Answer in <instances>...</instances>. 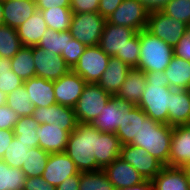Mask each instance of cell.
I'll return each instance as SVG.
<instances>
[{
    "instance_id": "6da1fadb",
    "label": "cell",
    "mask_w": 190,
    "mask_h": 190,
    "mask_svg": "<svg viewBox=\"0 0 190 190\" xmlns=\"http://www.w3.org/2000/svg\"><path fill=\"white\" fill-rule=\"evenodd\" d=\"M98 131L92 123H78L77 127L69 134L64 152L71 158L80 172L102 169L94 156Z\"/></svg>"
},
{
    "instance_id": "7a4b0ae2",
    "label": "cell",
    "mask_w": 190,
    "mask_h": 190,
    "mask_svg": "<svg viewBox=\"0 0 190 190\" xmlns=\"http://www.w3.org/2000/svg\"><path fill=\"white\" fill-rule=\"evenodd\" d=\"M173 127L146 116L140 119V129L131 145L142 147L164 166H168Z\"/></svg>"
},
{
    "instance_id": "3957f363",
    "label": "cell",
    "mask_w": 190,
    "mask_h": 190,
    "mask_svg": "<svg viewBox=\"0 0 190 190\" xmlns=\"http://www.w3.org/2000/svg\"><path fill=\"white\" fill-rule=\"evenodd\" d=\"M140 57L136 67L143 72L165 71L174 52L173 47L146 29L139 31Z\"/></svg>"
},
{
    "instance_id": "277c9868",
    "label": "cell",
    "mask_w": 190,
    "mask_h": 190,
    "mask_svg": "<svg viewBox=\"0 0 190 190\" xmlns=\"http://www.w3.org/2000/svg\"><path fill=\"white\" fill-rule=\"evenodd\" d=\"M111 97L97 83H87L74 107L78 123H92Z\"/></svg>"
},
{
    "instance_id": "5b68a950",
    "label": "cell",
    "mask_w": 190,
    "mask_h": 190,
    "mask_svg": "<svg viewBox=\"0 0 190 190\" xmlns=\"http://www.w3.org/2000/svg\"><path fill=\"white\" fill-rule=\"evenodd\" d=\"M172 90L170 87H161V84L146 83L145 90L137 106L152 120L168 124V108Z\"/></svg>"
},
{
    "instance_id": "8992f818",
    "label": "cell",
    "mask_w": 190,
    "mask_h": 190,
    "mask_svg": "<svg viewBox=\"0 0 190 190\" xmlns=\"http://www.w3.org/2000/svg\"><path fill=\"white\" fill-rule=\"evenodd\" d=\"M106 19L98 12L76 13L69 27L73 38L86 47L99 45Z\"/></svg>"
},
{
    "instance_id": "52a82bcc",
    "label": "cell",
    "mask_w": 190,
    "mask_h": 190,
    "mask_svg": "<svg viewBox=\"0 0 190 190\" xmlns=\"http://www.w3.org/2000/svg\"><path fill=\"white\" fill-rule=\"evenodd\" d=\"M186 27L184 22L156 10L149 13L146 30L174 47L185 34Z\"/></svg>"
},
{
    "instance_id": "ba28073f",
    "label": "cell",
    "mask_w": 190,
    "mask_h": 190,
    "mask_svg": "<svg viewBox=\"0 0 190 190\" xmlns=\"http://www.w3.org/2000/svg\"><path fill=\"white\" fill-rule=\"evenodd\" d=\"M110 56L96 46L86 47L78 63L72 69L81 76L86 83L95 84L99 81L108 66Z\"/></svg>"
},
{
    "instance_id": "9c48e42d",
    "label": "cell",
    "mask_w": 190,
    "mask_h": 190,
    "mask_svg": "<svg viewBox=\"0 0 190 190\" xmlns=\"http://www.w3.org/2000/svg\"><path fill=\"white\" fill-rule=\"evenodd\" d=\"M149 13L138 0H124L106 21L139 32L146 29Z\"/></svg>"
},
{
    "instance_id": "30bf717a",
    "label": "cell",
    "mask_w": 190,
    "mask_h": 190,
    "mask_svg": "<svg viewBox=\"0 0 190 190\" xmlns=\"http://www.w3.org/2000/svg\"><path fill=\"white\" fill-rule=\"evenodd\" d=\"M32 53L37 77L54 81L71 70L61 55L38 46H32Z\"/></svg>"
},
{
    "instance_id": "8fae6325",
    "label": "cell",
    "mask_w": 190,
    "mask_h": 190,
    "mask_svg": "<svg viewBox=\"0 0 190 190\" xmlns=\"http://www.w3.org/2000/svg\"><path fill=\"white\" fill-rule=\"evenodd\" d=\"M119 158L133 166L145 180H152L164 167L144 148L131 144L122 145Z\"/></svg>"
},
{
    "instance_id": "7c38bea8",
    "label": "cell",
    "mask_w": 190,
    "mask_h": 190,
    "mask_svg": "<svg viewBox=\"0 0 190 190\" xmlns=\"http://www.w3.org/2000/svg\"><path fill=\"white\" fill-rule=\"evenodd\" d=\"M38 124H50L61 126V129L69 134L77 127L78 121L74 108L58 103L48 107L34 108L33 115Z\"/></svg>"
},
{
    "instance_id": "4fadbf2b",
    "label": "cell",
    "mask_w": 190,
    "mask_h": 190,
    "mask_svg": "<svg viewBox=\"0 0 190 190\" xmlns=\"http://www.w3.org/2000/svg\"><path fill=\"white\" fill-rule=\"evenodd\" d=\"M136 33L129 27L110 24L106 21L98 46L110 57L123 61V49Z\"/></svg>"
},
{
    "instance_id": "5bb4252c",
    "label": "cell",
    "mask_w": 190,
    "mask_h": 190,
    "mask_svg": "<svg viewBox=\"0 0 190 190\" xmlns=\"http://www.w3.org/2000/svg\"><path fill=\"white\" fill-rule=\"evenodd\" d=\"M86 84V81L73 70L54 80L56 103L74 108Z\"/></svg>"
},
{
    "instance_id": "9a60e30c",
    "label": "cell",
    "mask_w": 190,
    "mask_h": 190,
    "mask_svg": "<svg viewBox=\"0 0 190 190\" xmlns=\"http://www.w3.org/2000/svg\"><path fill=\"white\" fill-rule=\"evenodd\" d=\"M79 172L75 163L65 152L52 153L49 154L42 178L52 186L57 187Z\"/></svg>"
},
{
    "instance_id": "2e32d148",
    "label": "cell",
    "mask_w": 190,
    "mask_h": 190,
    "mask_svg": "<svg viewBox=\"0 0 190 190\" xmlns=\"http://www.w3.org/2000/svg\"><path fill=\"white\" fill-rule=\"evenodd\" d=\"M190 164V124L173 127L168 167Z\"/></svg>"
},
{
    "instance_id": "e0dca14e",
    "label": "cell",
    "mask_w": 190,
    "mask_h": 190,
    "mask_svg": "<svg viewBox=\"0 0 190 190\" xmlns=\"http://www.w3.org/2000/svg\"><path fill=\"white\" fill-rule=\"evenodd\" d=\"M116 190L139 185L145 181L136 169L121 158L115 159L103 169Z\"/></svg>"
},
{
    "instance_id": "ac0fdd59",
    "label": "cell",
    "mask_w": 190,
    "mask_h": 190,
    "mask_svg": "<svg viewBox=\"0 0 190 190\" xmlns=\"http://www.w3.org/2000/svg\"><path fill=\"white\" fill-rule=\"evenodd\" d=\"M146 116L145 112L137 105L125 104L121 126L115 133L122 145H129L133 142L139 133L140 119H145Z\"/></svg>"
},
{
    "instance_id": "d6986e66",
    "label": "cell",
    "mask_w": 190,
    "mask_h": 190,
    "mask_svg": "<svg viewBox=\"0 0 190 190\" xmlns=\"http://www.w3.org/2000/svg\"><path fill=\"white\" fill-rule=\"evenodd\" d=\"M190 124V90L173 89L170 93L168 125L171 127Z\"/></svg>"
},
{
    "instance_id": "ffe728a7",
    "label": "cell",
    "mask_w": 190,
    "mask_h": 190,
    "mask_svg": "<svg viewBox=\"0 0 190 190\" xmlns=\"http://www.w3.org/2000/svg\"><path fill=\"white\" fill-rule=\"evenodd\" d=\"M23 85L29 94L28 98H30V102L34 108L48 107L56 104L52 80L35 76L25 80Z\"/></svg>"
},
{
    "instance_id": "44dd1931",
    "label": "cell",
    "mask_w": 190,
    "mask_h": 190,
    "mask_svg": "<svg viewBox=\"0 0 190 190\" xmlns=\"http://www.w3.org/2000/svg\"><path fill=\"white\" fill-rule=\"evenodd\" d=\"M36 11L35 0H3L4 25L17 29Z\"/></svg>"
},
{
    "instance_id": "7402d4cb",
    "label": "cell",
    "mask_w": 190,
    "mask_h": 190,
    "mask_svg": "<svg viewBox=\"0 0 190 190\" xmlns=\"http://www.w3.org/2000/svg\"><path fill=\"white\" fill-rule=\"evenodd\" d=\"M132 68L116 57H110L108 66L97 84L107 93L115 96Z\"/></svg>"
},
{
    "instance_id": "603a6c76",
    "label": "cell",
    "mask_w": 190,
    "mask_h": 190,
    "mask_svg": "<svg viewBox=\"0 0 190 190\" xmlns=\"http://www.w3.org/2000/svg\"><path fill=\"white\" fill-rule=\"evenodd\" d=\"M36 133L39 138V147L49 154L65 151L69 133L62 130L61 126L40 124Z\"/></svg>"
},
{
    "instance_id": "cb8c5ba5",
    "label": "cell",
    "mask_w": 190,
    "mask_h": 190,
    "mask_svg": "<svg viewBox=\"0 0 190 190\" xmlns=\"http://www.w3.org/2000/svg\"><path fill=\"white\" fill-rule=\"evenodd\" d=\"M125 104L123 100L112 96L92 124L101 132L115 134L118 127L121 126Z\"/></svg>"
},
{
    "instance_id": "d4e9b609",
    "label": "cell",
    "mask_w": 190,
    "mask_h": 190,
    "mask_svg": "<svg viewBox=\"0 0 190 190\" xmlns=\"http://www.w3.org/2000/svg\"><path fill=\"white\" fill-rule=\"evenodd\" d=\"M145 87V73L137 68H132L115 97L127 104L138 105Z\"/></svg>"
},
{
    "instance_id": "484cf974",
    "label": "cell",
    "mask_w": 190,
    "mask_h": 190,
    "mask_svg": "<svg viewBox=\"0 0 190 190\" xmlns=\"http://www.w3.org/2000/svg\"><path fill=\"white\" fill-rule=\"evenodd\" d=\"M122 144L114 133L97 132L96 154L97 164L104 169L115 159L119 158Z\"/></svg>"
},
{
    "instance_id": "4316f807",
    "label": "cell",
    "mask_w": 190,
    "mask_h": 190,
    "mask_svg": "<svg viewBox=\"0 0 190 190\" xmlns=\"http://www.w3.org/2000/svg\"><path fill=\"white\" fill-rule=\"evenodd\" d=\"M47 28L42 12L37 10L16 31L22 46L31 47L38 45Z\"/></svg>"
},
{
    "instance_id": "83f0119b",
    "label": "cell",
    "mask_w": 190,
    "mask_h": 190,
    "mask_svg": "<svg viewBox=\"0 0 190 190\" xmlns=\"http://www.w3.org/2000/svg\"><path fill=\"white\" fill-rule=\"evenodd\" d=\"M153 190H190L182 168L164 166L151 180Z\"/></svg>"
},
{
    "instance_id": "f1b7e54d",
    "label": "cell",
    "mask_w": 190,
    "mask_h": 190,
    "mask_svg": "<svg viewBox=\"0 0 190 190\" xmlns=\"http://www.w3.org/2000/svg\"><path fill=\"white\" fill-rule=\"evenodd\" d=\"M164 73L168 77L170 88L190 90V61L173 55Z\"/></svg>"
},
{
    "instance_id": "f546056e",
    "label": "cell",
    "mask_w": 190,
    "mask_h": 190,
    "mask_svg": "<svg viewBox=\"0 0 190 190\" xmlns=\"http://www.w3.org/2000/svg\"><path fill=\"white\" fill-rule=\"evenodd\" d=\"M12 71L23 81L35 77V65L32 46H23L17 54L10 59Z\"/></svg>"
},
{
    "instance_id": "4dcf8cb0",
    "label": "cell",
    "mask_w": 190,
    "mask_h": 190,
    "mask_svg": "<svg viewBox=\"0 0 190 190\" xmlns=\"http://www.w3.org/2000/svg\"><path fill=\"white\" fill-rule=\"evenodd\" d=\"M39 126L33 116L19 117L14 126V135L18 141L27 144V147H39V138L36 129Z\"/></svg>"
},
{
    "instance_id": "1f68e13d",
    "label": "cell",
    "mask_w": 190,
    "mask_h": 190,
    "mask_svg": "<svg viewBox=\"0 0 190 190\" xmlns=\"http://www.w3.org/2000/svg\"><path fill=\"white\" fill-rule=\"evenodd\" d=\"M49 158V153L40 147H32L27 152V157L21 170L26 177L42 176Z\"/></svg>"
},
{
    "instance_id": "d6a6232c",
    "label": "cell",
    "mask_w": 190,
    "mask_h": 190,
    "mask_svg": "<svg viewBox=\"0 0 190 190\" xmlns=\"http://www.w3.org/2000/svg\"><path fill=\"white\" fill-rule=\"evenodd\" d=\"M40 11L48 28L60 32L69 30L74 14L70 8L56 7Z\"/></svg>"
},
{
    "instance_id": "836d02e7",
    "label": "cell",
    "mask_w": 190,
    "mask_h": 190,
    "mask_svg": "<svg viewBox=\"0 0 190 190\" xmlns=\"http://www.w3.org/2000/svg\"><path fill=\"white\" fill-rule=\"evenodd\" d=\"M25 181L26 175L21 169L0 161V190H23Z\"/></svg>"
},
{
    "instance_id": "e575fe53",
    "label": "cell",
    "mask_w": 190,
    "mask_h": 190,
    "mask_svg": "<svg viewBox=\"0 0 190 190\" xmlns=\"http://www.w3.org/2000/svg\"><path fill=\"white\" fill-rule=\"evenodd\" d=\"M22 47L16 29L0 25V57L11 59Z\"/></svg>"
},
{
    "instance_id": "d590c367",
    "label": "cell",
    "mask_w": 190,
    "mask_h": 190,
    "mask_svg": "<svg viewBox=\"0 0 190 190\" xmlns=\"http://www.w3.org/2000/svg\"><path fill=\"white\" fill-rule=\"evenodd\" d=\"M24 85L7 95L6 105L14 110L19 117L32 116L34 106L28 98Z\"/></svg>"
},
{
    "instance_id": "8d00e7d4",
    "label": "cell",
    "mask_w": 190,
    "mask_h": 190,
    "mask_svg": "<svg viewBox=\"0 0 190 190\" xmlns=\"http://www.w3.org/2000/svg\"><path fill=\"white\" fill-rule=\"evenodd\" d=\"M79 190H116L103 169L80 172Z\"/></svg>"
},
{
    "instance_id": "74e56055",
    "label": "cell",
    "mask_w": 190,
    "mask_h": 190,
    "mask_svg": "<svg viewBox=\"0 0 190 190\" xmlns=\"http://www.w3.org/2000/svg\"><path fill=\"white\" fill-rule=\"evenodd\" d=\"M23 84L24 81L12 71L10 59L0 57V90L8 95Z\"/></svg>"
},
{
    "instance_id": "f35d334b",
    "label": "cell",
    "mask_w": 190,
    "mask_h": 190,
    "mask_svg": "<svg viewBox=\"0 0 190 190\" xmlns=\"http://www.w3.org/2000/svg\"><path fill=\"white\" fill-rule=\"evenodd\" d=\"M29 150L30 147H27V144L18 141L14 136L1 161L13 168L21 169Z\"/></svg>"
},
{
    "instance_id": "ab89813d",
    "label": "cell",
    "mask_w": 190,
    "mask_h": 190,
    "mask_svg": "<svg viewBox=\"0 0 190 190\" xmlns=\"http://www.w3.org/2000/svg\"><path fill=\"white\" fill-rule=\"evenodd\" d=\"M66 37L67 31L60 32L47 28L37 46L51 51L55 55H61L66 46Z\"/></svg>"
},
{
    "instance_id": "60d3db41",
    "label": "cell",
    "mask_w": 190,
    "mask_h": 190,
    "mask_svg": "<svg viewBox=\"0 0 190 190\" xmlns=\"http://www.w3.org/2000/svg\"><path fill=\"white\" fill-rule=\"evenodd\" d=\"M86 46L73 38L70 31L67 30L66 46L61 56L64 58L66 64L72 70L78 63L80 56L83 54Z\"/></svg>"
},
{
    "instance_id": "b9f144b4",
    "label": "cell",
    "mask_w": 190,
    "mask_h": 190,
    "mask_svg": "<svg viewBox=\"0 0 190 190\" xmlns=\"http://www.w3.org/2000/svg\"><path fill=\"white\" fill-rule=\"evenodd\" d=\"M161 11L176 20L190 25V0H172Z\"/></svg>"
},
{
    "instance_id": "7bdbcfd3",
    "label": "cell",
    "mask_w": 190,
    "mask_h": 190,
    "mask_svg": "<svg viewBox=\"0 0 190 190\" xmlns=\"http://www.w3.org/2000/svg\"><path fill=\"white\" fill-rule=\"evenodd\" d=\"M140 57V40L137 32L123 49V62L131 68H136Z\"/></svg>"
},
{
    "instance_id": "ee69618b",
    "label": "cell",
    "mask_w": 190,
    "mask_h": 190,
    "mask_svg": "<svg viewBox=\"0 0 190 190\" xmlns=\"http://www.w3.org/2000/svg\"><path fill=\"white\" fill-rule=\"evenodd\" d=\"M174 56L190 61V25H187L185 34L173 47Z\"/></svg>"
},
{
    "instance_id": "f6af8a7d",
    "label": "cell",
    "mask_w": 190,
    "mask_h": 190,
    "mask_svg": "<svg viewBox=\"0 0 190 190\" xmlns=\"http://www.w3.org/2000/svg\"><path fill=\"white\" fill-rule=\"evenodd\" d=\"M19 116L7 105L0 106V130H13Z\"/></svg>"
},
{
    "instance_id": "bcb514c9",
    "label": "cell",
    "mask_w": 190,
    "mask_h": 190,
    "mask_svg": "<svg viewBox=\"0 0 190 190\" xmlns=\"http://www.w3.org/2000/svg\"><path fill=\"white\" fill-rule=\"evenodd\" d=\"M100 0H71L70 9L76 13L98 12Z\"/></svg>"
},
{
    "instance_id": "7dc6e473",
    "label": "cell",
    "mask_w": 190,
    "mask_h": 190,
    "mask_svg": "<svg viewBox=\"0 0 190 190\" xmlns=\"http://www.w3.org/2000/svg\"><path fill=\"white\" fill-rule=\"evenodd\" d=\"M23 190H56V187L46 182L42 176L26 177Z\"/></svg>"
},
{
    "instance_id": "c3c4849f",
    "label": "cell",
    "mask_w": 190,
    "mask_h": 190,
    "mask_svg": "<svg viewBox=\"0 0 190 190\" xmlns=\"http://www.w3.org/2000/svg\"><path fill=\"white\" fill-rule=\"evenodd\" d=\"M123 1L124 0H100L98 13L107 19Z\"/></svg>"
},
{
    "instance_id": "681fc988",
    "label": "cell",
    "mask_w": 190,
    "mask_h": 190,
    "mask_svg": "<svg viewBox=\"0 0 190 190\" xmlns=\"http://www.w3.org/2000/svg\"><path fill=\"white\" fill-rule=\"evenodd\" d=\"M37 10H47L50 8L63 7L70 8L71 0H35Z\"/></svg>"
},
{
    "instance_id": "f907efd6",
    "label": "cell",
    "mask_w": 190,
    "mask_h": 190,
    "mask_svg": "<svg viewBox=\"0 0 190 190\" xmlns=\"http://www.w3.org/2000/svg\"><path fill=\"white\" fill-rule=\"evenodd\" d=\"M147 84H161L162 86L169 87V80L164 71L158 72H144Z\"/></svg>"
},
{
    "instance_id": "816d5d0a",
    "label": "cell",
    "mask_w": 190,
    "mask_h": 190,
    "mask_svg": "<svg viewBox=\"0 0 190 190\" xmlns=\"http://www.w3.org/2000/svg\"><path fill=\"white\" fill-rule=\"evenodd\" d=\"M14 136V130H0V159H2Z\"/></svg>"
},
{
    "instance_id": "f5cc1de1",
    "label": "cell",
    "mask_w": 190,
    "mask_h": 190,
    "mask_svg": "<svg viewBox=\"0 0 190 190\" xmlns=\"http://www.w3.org/2000/svg\"><path fill=\"white\" fill-rule=\"evenodd\" d=\"M80 172L66 179L63 183L56 187V190H79Z\"/></svg>"
},
{
    "instance_id": "db71d44e",
    "label": "cell",
    "mask_w": 190,
    "mask_h": 190,
    "mask_svg": "<svg viewBox=\"0 0 190 190\" xmlns=\"http://www.w3.org/2000/svg\"><path fill=\"white\" fill-rule=\"evenodd\" d=\"M149 12L162 10L172 0H138Z\"/></svg>"
},
{
    "instance_id": "11a10c76",
    "label": "cell",
    "mask_w": 190,
    "mask_h": 190,
    "mask_svg": "<svg viewBox=\"0 0 190 190\" xmlns=\"http://www.w3.org/2000/svg\"><path fill=\"white\" fill-rule=\"evenodd\" d=\"M119 190H153V187H152L151 180H145L144 182H142L139 185H135V186L129 187V188H122Z\"/></svg>"
},
{
    "instance_id": "9f6ffc18",
    "label": "cell",
    "mask_w": 190,
    "mask_h": 190,
    "mask_svg": "<svg viewBox=\"0 0 190 190\" xmlns=\"http://www.w3.org/2000/svg\"><path fill=\"white\" fill-rule=\"evenodd\" d=\"M182 169H183V171L185 173V176L187 178V182H188L189 187H190V164L182 167Z\"/></svg>"
},
{
    "instance_id": "6f0895ef",
    "label": "cell",
    "mask_w": 190,
    "mask_h": 190,
    "mask_svg": "<svg viewBox=\"0 0 190 190\" xmlns=\"http://www.w3.org/2000/svg\"><path fill=\"white\" fill-rule=\"evenodd\" d=\"M6 100H7V94L3 93L0 90V106L6 105Z\"/></svg>"
},
{
    "instance_id": "680465c9",
    "label": "cell",
    "mask_w": 190,
    "mask_h": 190,
    "mask_svg": "<svg viewBox=\"0 0 190 190\" xmlns=\"http://www.w3.org/2000/svg\"><path fill=\"white\" fill-rule=\"evenodd\" d=\"M4 24L3 19V0H0V25Z\"/></svg>"
}]
</instances>
